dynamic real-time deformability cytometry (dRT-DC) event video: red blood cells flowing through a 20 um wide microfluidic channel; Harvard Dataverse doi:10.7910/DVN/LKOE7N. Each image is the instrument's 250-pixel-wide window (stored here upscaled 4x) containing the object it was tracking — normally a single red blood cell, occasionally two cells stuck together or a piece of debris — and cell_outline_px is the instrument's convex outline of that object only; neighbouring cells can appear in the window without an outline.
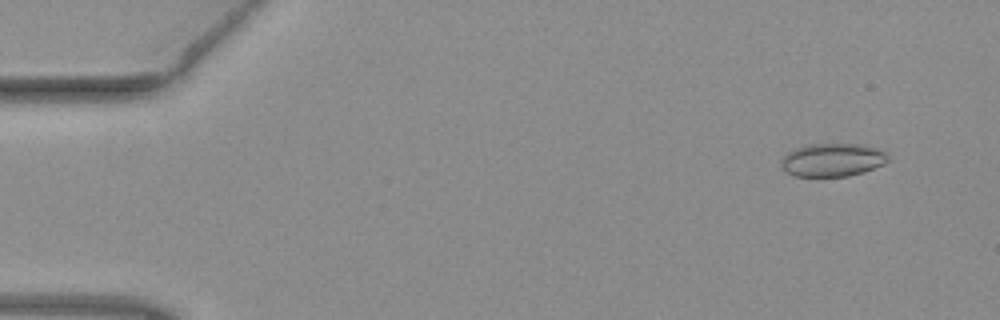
{"species": "common noctule bat (a hibernating species)", "species_latin": "Nyctalus noctula", "temperature_condition": "warm", "stored_images_in_passage": 52, "camera_frame_rate_fps": 3000, "um_per_image_px": 0.085, "animal": {"sex": "female", "body_mass_g": 19.3, "forearm_length_mm": 54.1}, "frame": {"image": 1, "passage_image": 4, "time_ms": 1.0, "image_size_px": [1000, 320], "cell_outline_px": [[888, 160], [884, 164], [864, 172], [848, 176], [796, 176], [788, 172], [780, 164], [780, 160], [788, 152], [804, 144], [860, 144], [884, 152], [888, 156]], "centroid_in_image_um": [70.74, 13.59], "position_along_channel_um": 14.3, "area_um2": 20.46}}
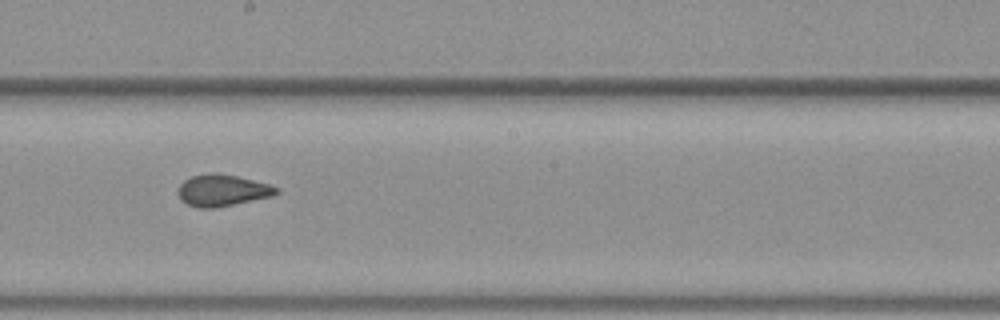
{"frame": {"image": 2, "passage_image": 29, "time_ms": 9.333, "image_size_px": [1000, 320], "cell_outline_px": [[280, 192], [272, 196], [216, 208], [200, 208], [188, 204], [180, 200], [176, 192], [180, 184], [184, 180], [192, 176], [208, 172], [216, 172], [236, 176], [268, 184], [280, 188]], "centroid_in_image_um": [18.87, 16.18], "position_along_channel_um": 229.3, "area_um2": 18.26}}
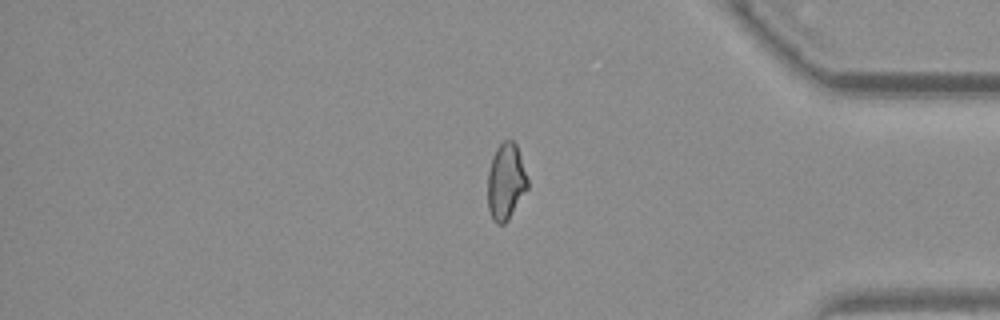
{"frame": {"image": 3, "passage_image": 43, "time_ms": 14.0, "image_size_px": [1000, 320], "cell_outline_px": [[528, 188], [508, 220], [504, 224], [496, 224], [492, 220], [488, 208], [488, 172], [492, 156], [496, 148], [504, 140], [512, 140], [516, 144], [528, 180]], "centroid_in_image_um": [42.98, 15.46], "position_along_channel_um": 392.2, "area_um2": 17.74}}